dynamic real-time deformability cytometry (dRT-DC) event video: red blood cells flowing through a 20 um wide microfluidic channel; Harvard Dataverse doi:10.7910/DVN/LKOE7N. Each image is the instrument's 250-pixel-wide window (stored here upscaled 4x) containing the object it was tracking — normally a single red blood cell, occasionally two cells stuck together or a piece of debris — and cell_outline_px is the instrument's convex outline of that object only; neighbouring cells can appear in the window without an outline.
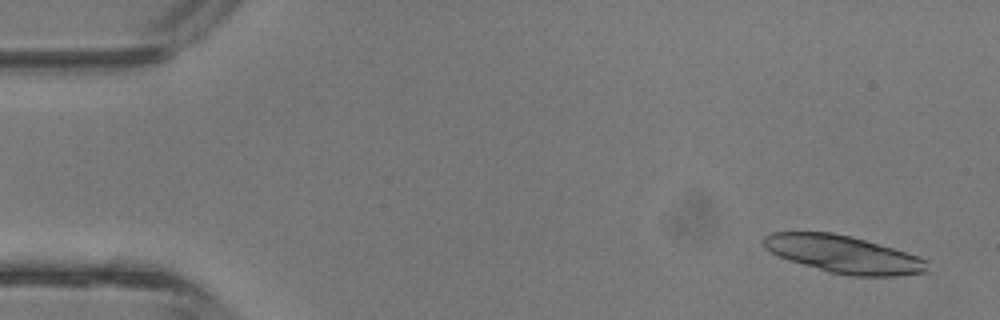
{"species": "common noctule bat (a hibernating species)", "species_latin": "Nyctalus noctula", "temperature_condition": "room temperature", "stored_images_in_passage": 4, "camera_frame_rate_fps": 3000, "um_per_image_px": 0.085, "animal": {"sex": "male", "body_mass_g": 13.3}, "frame": {"image": 1, "passage_image": 1, "time_ms": 0.0, "image_size_px": [1000, 320], "cell_outline_px": [[932, 272], [896, 276], [852, 276], [832, 272], [788, 260], [764, 248], [764, 236], [772, 232], [832, 232], [852, 236], [892, 248], [928, 260]], "centroid_in_image_um": [71.75, 21.62], "position_along_channel_um": 13.2, "area_um2": 35.6}}